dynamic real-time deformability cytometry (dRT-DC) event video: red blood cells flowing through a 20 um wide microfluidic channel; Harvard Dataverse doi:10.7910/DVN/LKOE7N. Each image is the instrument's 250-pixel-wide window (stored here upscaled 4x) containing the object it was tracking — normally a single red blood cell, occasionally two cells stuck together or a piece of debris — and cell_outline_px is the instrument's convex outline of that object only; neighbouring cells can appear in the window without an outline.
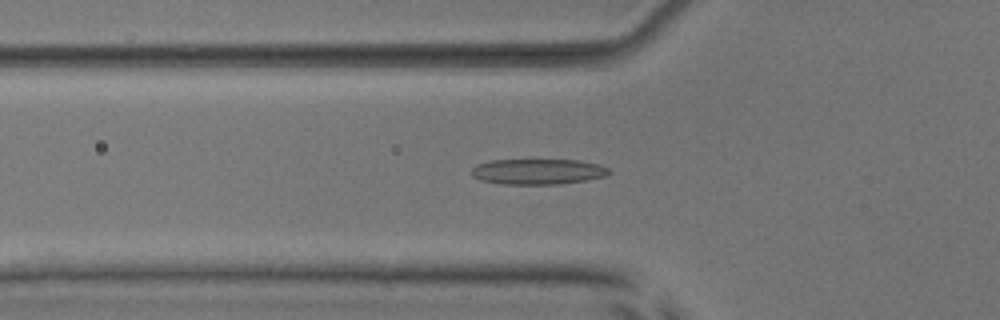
{"species": "common noctule bat (a hibernating species)", "species_latin": "Nyctalus noctula", "temperature_condition": "room temperature", "stored_images_in_passage": 37, "camera_frame_rate_fps": 3000, "um_per_image_px": 0.085, "animal": {"sex": "male", "body_mass_g": 17.9, "forearm_length_mm": 54.2}, "frame": {"image": 1, "passage_image": 2, "time_ms": 0.333, "image_size_px": [1000, 320], "cell_outline_px": [[612, 172], [604, 176], [584, 180], [560, 184], [504, 184], [480, 180], [472, 176], [472, 168], [476, 164], [492, 160], [580, 160], [600, 164], [608, 168]], "centroid_in_image_um": [45.72, 14.58], "position_along_channel_um": 80.1, "area_um2": 20.46}}
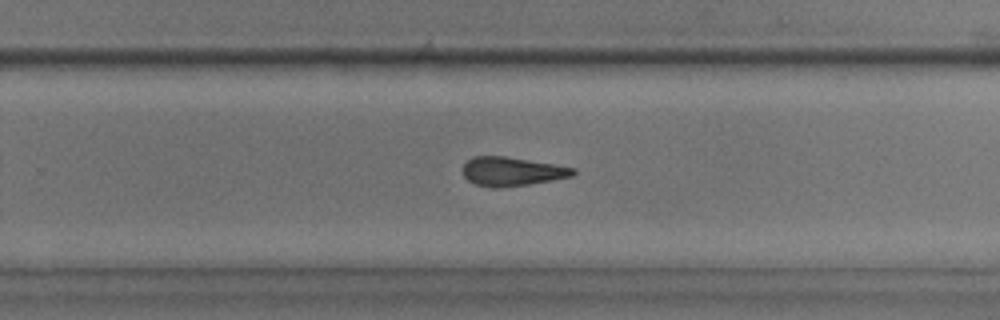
{"frame": {"image": 2, "passage_image": 18, "time_ms": 5.667, "image_size_px": [1000, 320], "cell_outline_px": [[576, 172], [572, 176], [528, 184], [496, 188], [492, 188], [476, 184], [468, 180], [464, 176], [464, 164], [472, 156], [504, 156], [576, 168]], "centroid_in_image_um": [43.49, 14.57], "position_along_channel_um": 286.3, "area_um2": 18.26}}
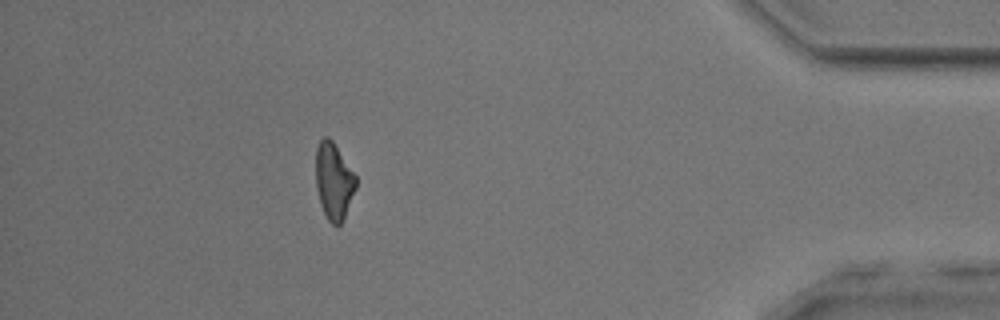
{"frame": {"image": 3, "passage_image": 31, "time_ms": 10.0, "image_size_px": [1000, 320], "cell_outline_px": [[356, 188], [344, 220], [336, 228], [328, 220], [320, 204], [316, 188], [316, 148], [320, 140], [324, 136], [328, 136], [332, 140], [356, 176]], "centroid_in_image_um": [28.37, 15.42], "position_along_channel_um": 406.8, "area_um2": 18.03}, "authors_computed_cell_mechanics": {"area_um2": 18.6694, "velocity_mm_per_s": 3.8665, "shape_relaxation_time_tau1_ms": 11.001, "shape_relaxation_time_tau2_ms": 3.2871, "deformation_change_tau1": 0.2686, "deformation_change_tau2": 0.1393}}